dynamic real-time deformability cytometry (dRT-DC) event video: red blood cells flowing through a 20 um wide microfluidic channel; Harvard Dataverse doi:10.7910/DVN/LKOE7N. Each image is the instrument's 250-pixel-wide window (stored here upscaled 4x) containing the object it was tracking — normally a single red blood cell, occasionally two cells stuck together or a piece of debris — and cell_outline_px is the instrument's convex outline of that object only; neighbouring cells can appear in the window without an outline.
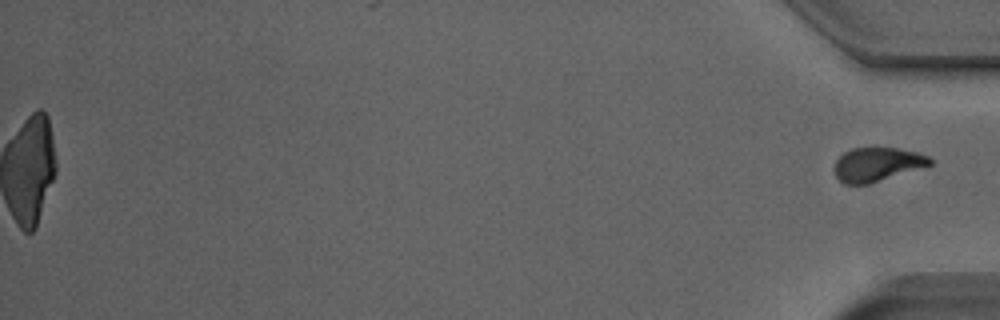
{"species": "Egyptian fruit bat (a non-hibernating species)", "species_latin": "Rousettus aegyptiacus", "temperature_condition": "room temperature", "stored_images_in_passage": 42, "camera_frame_rate_fps": 3000, "um_per_image_px": 0.085, "animal": {"sex": "male"}, "frame": {"image": 1, "passage_image": 42, "time_ms": 13.667, "image_size_px": [1000, 320], "cell_outline_px": [[932, 164], [868, 184], [844, 184], [836, 176], [836, 160], [844, 152], [852, 148], [896, 148], [916, 152], [928, 156], [932, 160]], "centroid_in_image_um": [74.55, 13.97], "position_along_channel_um": 360.7, "area_um2": 18.44}}